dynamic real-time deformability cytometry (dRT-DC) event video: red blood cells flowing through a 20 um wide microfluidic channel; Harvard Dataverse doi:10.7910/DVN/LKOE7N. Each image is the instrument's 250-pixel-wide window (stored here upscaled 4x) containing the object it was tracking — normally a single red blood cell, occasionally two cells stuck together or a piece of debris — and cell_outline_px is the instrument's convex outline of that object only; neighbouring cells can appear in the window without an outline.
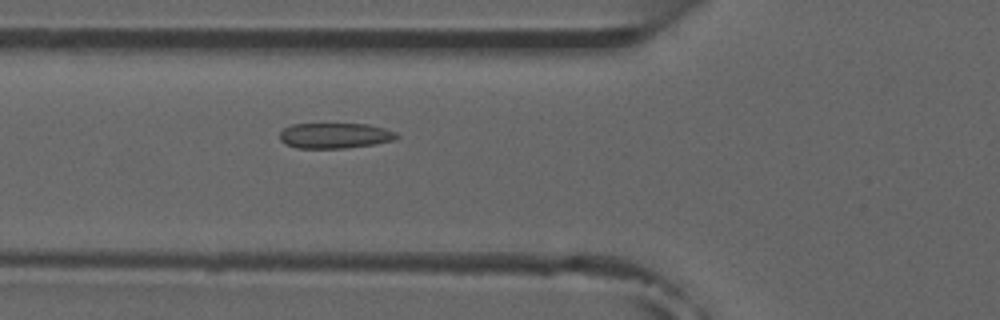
{"species": "common noctule bat (a hibernating species)", "species_latin": "Nyctalus noctula", "temperature_condition": "room temperature", "stored_images_in_passage": 4, "camera_frame_rate_fps": 3000, "um_per_image_px": 0.085, "animal": {"sex": "male", "forearm_length_mm": 52.5}, "frame": {"image": 1, "passage_image": 4, "time_ms": 4.333, "image_size_px": [1000, 320], "cell_outline_px": [[400, 136], [396, 140], [376, 144], [344, 148], [296, 148], [284, 144], [280, 140], [280, 132], [284, 128], [292, 124], [368, 124], [384, 128], [396, 132]], "centroid_in_image_um": [28.48, 11.53], "position_along_channel_um": 97.3, "area_um2": 17.51}}